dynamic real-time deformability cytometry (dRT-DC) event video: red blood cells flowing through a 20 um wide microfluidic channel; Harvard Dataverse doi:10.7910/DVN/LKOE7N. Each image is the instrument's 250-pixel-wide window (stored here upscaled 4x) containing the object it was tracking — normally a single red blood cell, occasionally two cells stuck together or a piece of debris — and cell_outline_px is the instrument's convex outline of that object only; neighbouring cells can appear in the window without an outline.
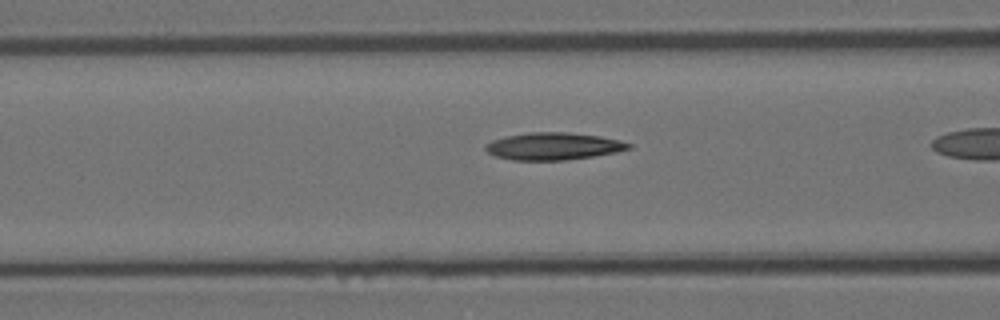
{"species": "Egyptian fruit bat (a non-hibernating species)", "species_latin": "Rousettus aegyptiacus", "temperature_condition": "room temperature", "stored_images_in_passage": 33, "camera_frame_rate_fps": 3000, "um_per_image_px": 0.085, "animal": {"sex": "female"}, "frame": {"image": 1, "passage_image": 12, "time_ms": 3.667, "image_size_px": [1000, 320], "cell_outline_px": [[632, 148], [616, 152], [592, 156], [564, 160], [512, 160], [496, 156], [488, 152], [484, 148], [484, 144], [492, 140], [504, 136], [528, 132], [568, 132], [600, 136], [620, 140], [632, 144]], "centroid_in_image_um": [47.02, 12.42], "position_along_channel_um": 119.6, "area_um2": 22.83}}
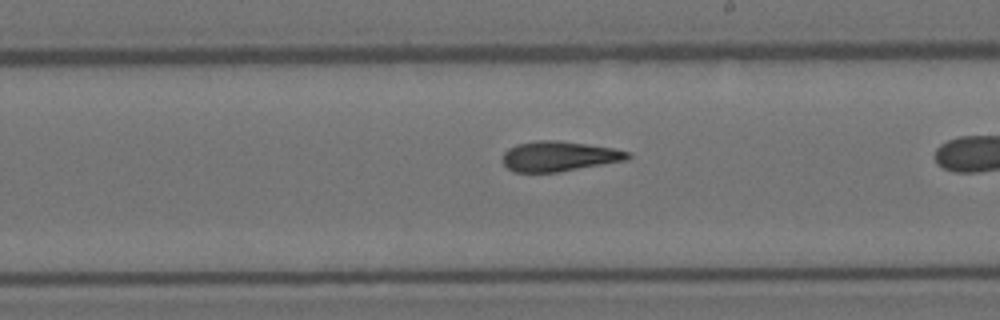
{"frame": {"image": 2, "passage_image": 22, "time_ms": 7.0, "image_size_px": [1000, 320], "cell_outline_px": [[632, 156], [628, 160], [560, 172], [512, 172], [500, 160], [504, 152], [508, 148], [516, 144], [536, 140], [560, 140], [612, 148], [628, 152]], "centroid_in_image_um": [47.48, 13.29], "position_along_channel_um": 241.5, "area_um2": 22.2}}
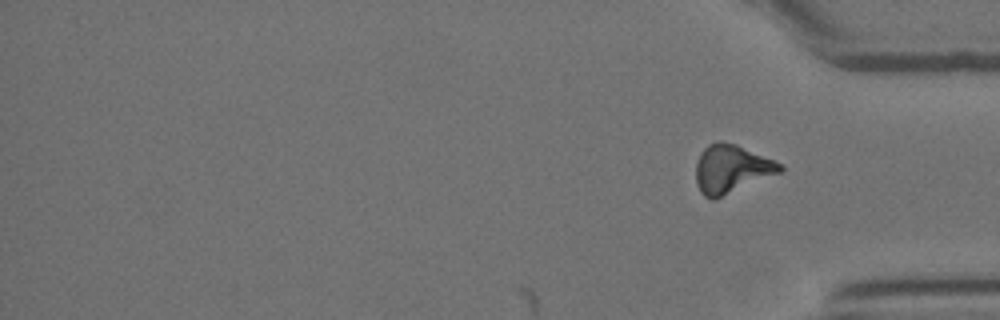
{"frame": {"image": 3, "passage_image": 33, "time_ms": 10.667, "image_size_px": [1000, 320], "cell_outline_px": [[784, 168], [780, 172], [712, 200], [704, 196], [700, 192], [696, 184], [696, 164], [700, 152], [708, 144], [716, 140], [720, 140], [736, 144], [784, 164]], "centroid_in_image_um": [62.14, 14.33], "position_along_channel_um": 373.1, "area_um2": 23.58}, "authors_computed_cell_mechanics": {"area_um2": 22.3108, "velocity_mm_per_s": 3.6638, "shape_relaxation_time_tau1_ms": 5.8995, "shape_relaxation_time_tau2_ms": 2.6999, "deformation_change_tau1": 0.1998, "deformation_change_tau2": 0.1166}}